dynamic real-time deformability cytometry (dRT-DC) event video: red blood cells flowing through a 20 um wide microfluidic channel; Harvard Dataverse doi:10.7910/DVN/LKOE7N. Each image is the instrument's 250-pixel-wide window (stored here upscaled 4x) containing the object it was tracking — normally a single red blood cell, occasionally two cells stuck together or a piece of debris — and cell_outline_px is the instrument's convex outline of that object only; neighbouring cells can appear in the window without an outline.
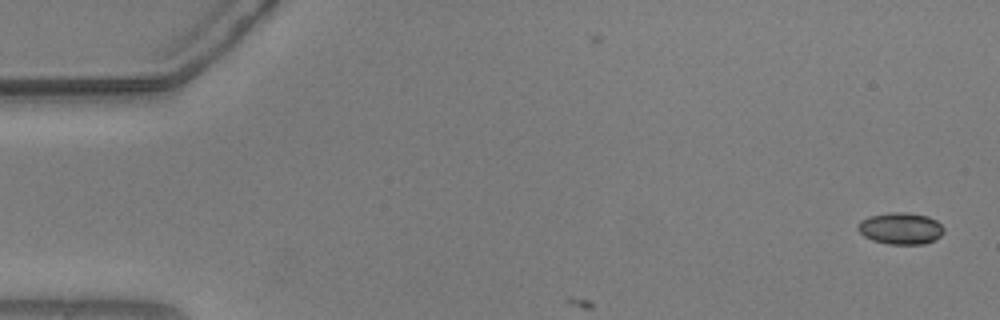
{"species": "common noctule bat (a hibernating species)", "species_latin": "Nyctalus noctula", "temperature_condition": "warm", "stored_images_in_passage": 7, "camera_frame_rate_fps": 3000, "um_per_image_px": 0.085, "animal": {"sex": "male", "body_mass_g": 20.5, "forearm_length_mm": 52.5}, "frame": {"image": 1, "passage_image": 1, "time_ms": 0.0, "image_size_px": [1000, 320], "cell_outline_px": [[944, 232], [936, 240], [924, 244], [888, 244], [872, 240], [864, 236], [856, 228], [860, 220], [872, 216], [892, 212], [908, 212], [928, 216], [936, 220], [944, 228]], "centroid_in_image_um": [76.57, 19.42], "position_along_channel_um": 8.4, "area_um2": 15.95}}